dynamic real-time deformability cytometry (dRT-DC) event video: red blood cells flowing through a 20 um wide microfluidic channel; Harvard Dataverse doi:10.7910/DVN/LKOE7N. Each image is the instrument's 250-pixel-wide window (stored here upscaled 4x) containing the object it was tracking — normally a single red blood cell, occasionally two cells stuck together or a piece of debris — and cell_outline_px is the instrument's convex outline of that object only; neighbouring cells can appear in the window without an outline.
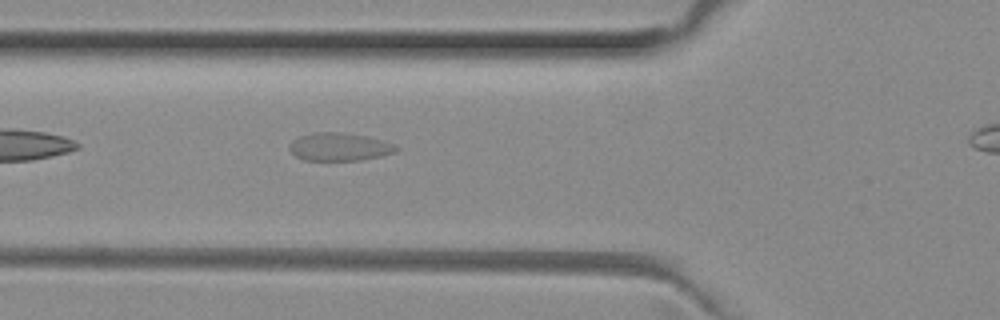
{"species": "common noctule bat (a hibernating species)", "species_latin": "Nyctalus noctula", "temperature_condition": "room temperature", "stored_images_in_passage": 30, "camera_frame_rate_fps": 3000, "um_per_image_px": 0.085, "animal": {"sex": "female", "body_mass_g": 29.2, "forearm_length_mm": 56.3}, "frame": {"image": 1, "passage_image": 4, "time_ms": 1.0, "image_size_px": [1000, 320], "cell_outline_px": [[400, 148], [396, 152], [380, 156], [360, 160], [304, 160], [296, 156], [288, 148], [288, 144], [292, 140], [300, 136], [312, 132], [340, 132], [368, 136], [392, 144]], "centroid_in_image_um": [28.81, 12.47], "position_along_channel_um": 97.0, "area_um2": 17.4}}
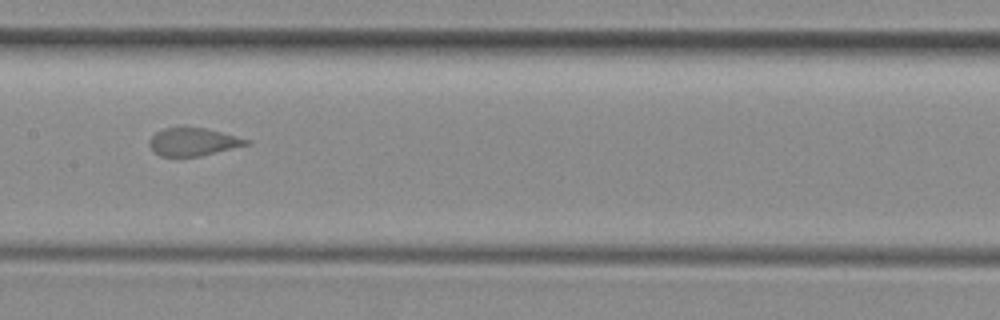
{"frame": {"image": 2, "passage_image": 11, "time_ms": 3.333, "image_size_px": [1000, 320], "cell_outline_px": [[252, 144], [200, 156], [160, 156], [148, 144], [148, 140], [156, 132], [164, 128], [204, 128], [252, 140]], "centroid_in_image_um": [16.45, 12.06], "position_along_channel_um": 190.9, "area_um2": 15.61}}
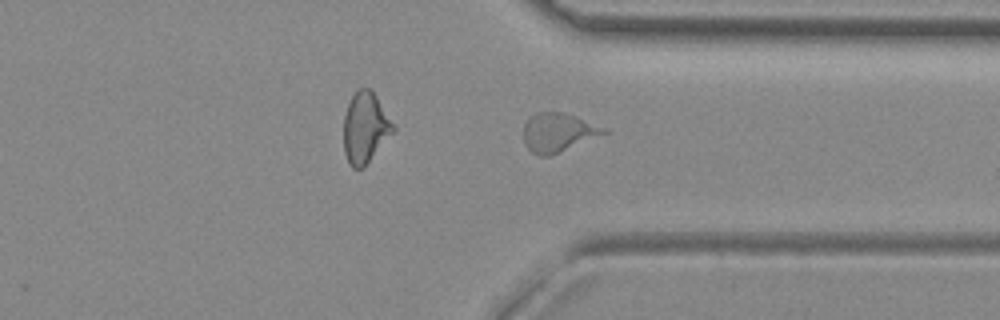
{"frame": {"image": 3, "passage_image": 24, "time_ms": 7.667, "image_size_px": [1000, 320], "cell_outline_px": [[608, 132], [548, 156], [540, 156], [532, 152], [524, 144], [524, 124], [536, 112], [564, 112], [576, 116], [604, 128]], "centroid_in_image_um": [47.39, 11.24], "position_along_channel_um": 364.0, "area_um2": 17.69}}